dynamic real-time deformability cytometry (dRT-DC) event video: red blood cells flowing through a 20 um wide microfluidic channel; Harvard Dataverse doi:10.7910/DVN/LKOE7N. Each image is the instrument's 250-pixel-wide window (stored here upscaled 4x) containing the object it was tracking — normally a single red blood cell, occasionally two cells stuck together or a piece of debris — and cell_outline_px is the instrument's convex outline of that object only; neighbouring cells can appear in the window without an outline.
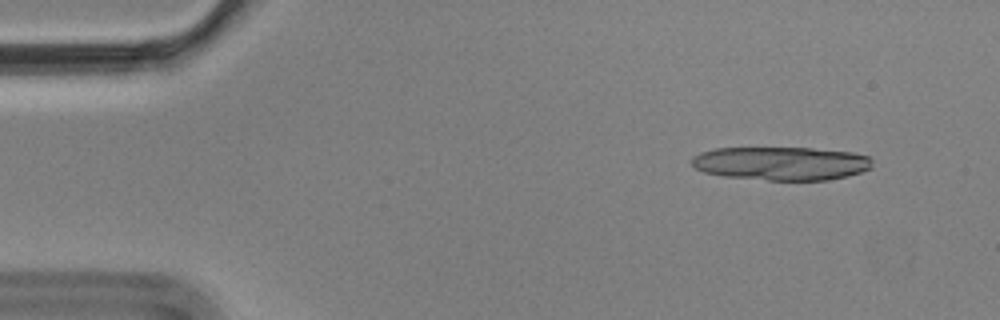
{"species": "Egyptian fruit bat (a non-hibernating species)", "species_latin": "Rousettus aegyptiacus", "temperature_condition": "cold", "stored_images_in_passage": 4, "camera_frame_rate_fps": 3000, "um_per_image_px": 0.085, "animal": {"sex": "male"}, "frame": {"image": 1, "passage_image": 1, "time_ms": 0.0, "image_size_px": [1000, 320], "cell_outline_px": [[872, 168], [848, 176], [828, 180], [768, 180], [724, 176], [704, 172], [696, 168], [692, 164], [692, 156], [700, 152], [716, 148], [812, 148], [852, 152], [868, 156], [872, 160]], "centroid_in_image_um": [66.42, 13.89], "position_along_channel_um": 18.6, "area_um2": 35.32}}